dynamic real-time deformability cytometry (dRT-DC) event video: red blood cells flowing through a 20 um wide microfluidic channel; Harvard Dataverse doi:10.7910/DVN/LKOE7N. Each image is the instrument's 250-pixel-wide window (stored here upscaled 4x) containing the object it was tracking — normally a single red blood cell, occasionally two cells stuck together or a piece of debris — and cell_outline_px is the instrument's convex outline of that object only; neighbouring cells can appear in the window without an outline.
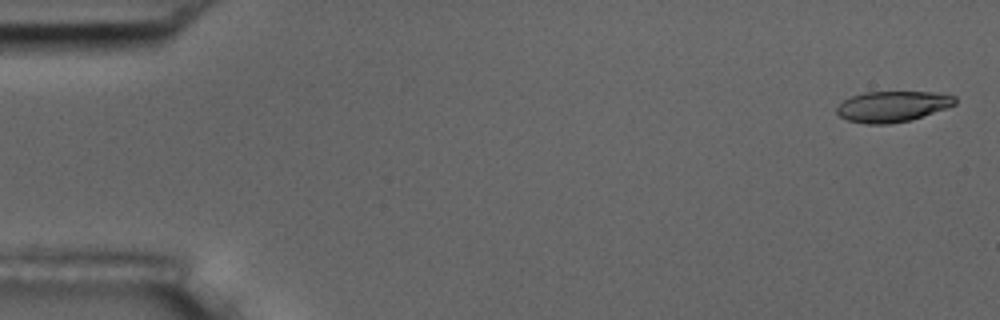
{"species": "common noctule bat (a hibernating species)", "species_latin": "Nyctalus noctula", "temperature_condition": "room temperature", "stored_images_in_passage": 5, "camera_frame_rate_fps": 3000, "um_per_image_px": 0.085, "animal": {"sex": "male", "body_mass_g": 17.5, "forearm_length_mm": 52.3}, "frame": {"image": 1, "passage_image": 1, "time_ms": 0.0, "image_size_px": [1000, 320], "cell_outline_px": [[956, 104], [912, 120], [888, 124], [864, 124], [848, 120], [840, 116], [836, 112], [836, 108], [844, 100], [852, 96], [864, 92], [936, 92], [956, 96]], "centroid_in_image_um": [75.86, 9.05], "position_along_channel_um": 9.1, "area_um2": 21.21}}
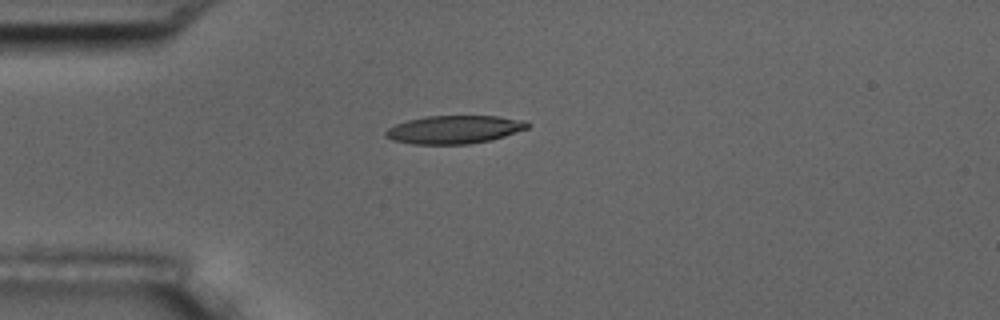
{"frame": {"image": 2, "passage_image": 5, "time_ms": 4.333, "image_size_px": [1000, 320], "cell_outline_px": [[532, 124], [528, 128], [492, 140], [468, 144], [412, 144], [392, 140], [384, 136], [384, 132], [388, 128], [396, 124], [408, 120], [424, 116], [500, 116], [524, 120]], "centroid_in_image_um": [38.61, 11.01], "position_along_channel_um": 46.4, "area_um2": 23.41}}